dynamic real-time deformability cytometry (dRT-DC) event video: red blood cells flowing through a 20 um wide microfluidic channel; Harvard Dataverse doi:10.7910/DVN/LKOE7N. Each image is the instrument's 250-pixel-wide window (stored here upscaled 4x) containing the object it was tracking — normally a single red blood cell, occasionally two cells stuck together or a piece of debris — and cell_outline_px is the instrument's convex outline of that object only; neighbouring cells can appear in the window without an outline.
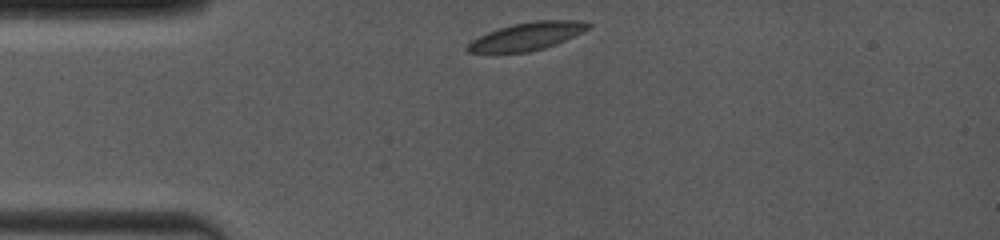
{"species": "common noctule bat (a hibernating species)", "species_latin": "Nyctalus noctula", "temperature_condition": "room temperature", "stored_images_in_passage": 31, "camera_frame_rate_fps": 4000, "um_per_image_px": 0.085, "animal": {"sex": "female", "body_mass_g": 19.0, "forearm_length_mm": 53.3}, "frame": {"image": 1, "passage_image": 1, "time_ms": 0.0, "image_size_px": [1000, 240], "cell_outline_px": [[592, 24], [588, 28], [556, 44], [544, 48], [528, 52], [468, 52], [464, 48], [472, 40], [488, 32], [512, 24], [536, 20], [584, 20]], "centroid_in_image_um": [44.8, 3.07], "position_along_channel_um": 40.2, "area_um2": 19.25}}
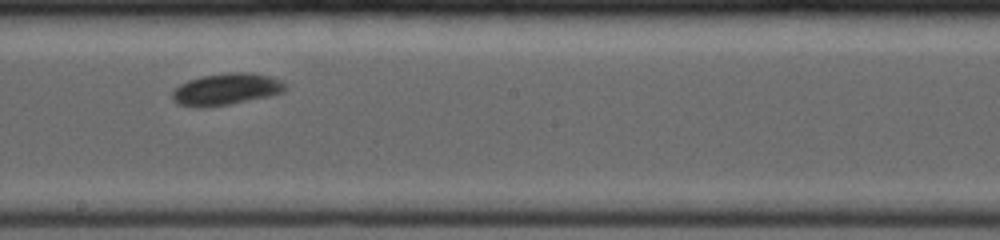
{"frame": {"image": 2, "passage_image": 18, "time_ms": 5.5, "image_size_px": [1000, 240], "cell_outline_px": [[288, 88], [284, 92], [268, 96], [228, 104], [204, 108], [196, 108], [176, 104], [172, 100], [172, 92], [180, 84], [188, 80], [204, 76], [228, 72], [252, 72], [268, 76], [280, 80]], "centroid_in_image_um": [19.19, 7.59], "position_along_channel_um": 229.0, "area_um2": 20.92}}
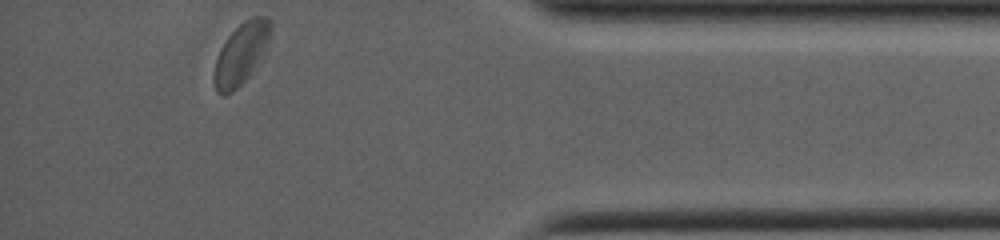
{"frame": {"image": 3, "passage_image": 31, "time_ms": 10.75, "image_size_px": [1000, 240], "cell_outline_px": [[272, 36], [264, 56], [252, 72], [232, 92], [224, 96], [220, 96], [216, 92], [212, 80], [212, 76], [216, 60], [220, 48], [228, 36], [244, 20], [252, 16], [264, 16], [272, 24]], "centroid_in_image_um": [20.51, 4.57], "position_along_channel_um": 414.7, "area_um2": 20.69}, "authors_computed_cell_mechanics": {"area_um2": 19.7676, "velocity_mm_per_s": 3.9453, "shape_relaxation_time_tau1_ms": 2.1985, "shape_relaxation_time_tau2_ms": 1.4343, "deformation_change_tau1": 0.1131, "deformation_change_tau2": 0.0357}}